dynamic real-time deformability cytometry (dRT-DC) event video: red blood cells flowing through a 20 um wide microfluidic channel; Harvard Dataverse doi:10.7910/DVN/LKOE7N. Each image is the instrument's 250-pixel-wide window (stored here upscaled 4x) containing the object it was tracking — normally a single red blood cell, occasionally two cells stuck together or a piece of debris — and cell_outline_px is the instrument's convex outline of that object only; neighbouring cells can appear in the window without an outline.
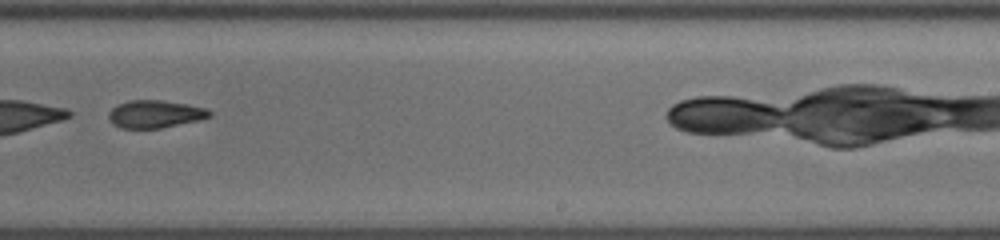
{"species": "common noctule bat (a hibernating species)", "species_latin": "Nyctalus noctula", "temperature_condition": "cold", "stored_images_in_passage": 32, "camera_frame_rate_fps": 3000, "um_per_image_px": 0.085, "animal": {"sex": "female", "body_mass_g": 19.5, "forearm_length_mm": 54.1}, "frame": {"image": 1, "passage_image": 19, "time_ms": 6.0, "image_size_px": [1000, 240], "cell_outline_px": [[212, 116], [196, 120], [160, 128], [120, 128], [112, 124], [108, 116], [108, 112], [116, 104], [128, 100], [164, 100], [188, 104], [208, 108], [212, 112]], "centroid_in_image_um": [13.16, 9.68], "position_along_channel_um": 275.8, "area_um2": 16.36}, "authors_computed_cell_mechanics": {"area_um2": 17.1377, "velocity_mm_per_s": 3.875, "shape_relaxation_time_tau1_ms": 5.1216, "shape_relaxation_time_tau2_ms": 7.1966, "deformation_change_tau1": 0.1486, "deformation_change_tau2": 0.1322}}